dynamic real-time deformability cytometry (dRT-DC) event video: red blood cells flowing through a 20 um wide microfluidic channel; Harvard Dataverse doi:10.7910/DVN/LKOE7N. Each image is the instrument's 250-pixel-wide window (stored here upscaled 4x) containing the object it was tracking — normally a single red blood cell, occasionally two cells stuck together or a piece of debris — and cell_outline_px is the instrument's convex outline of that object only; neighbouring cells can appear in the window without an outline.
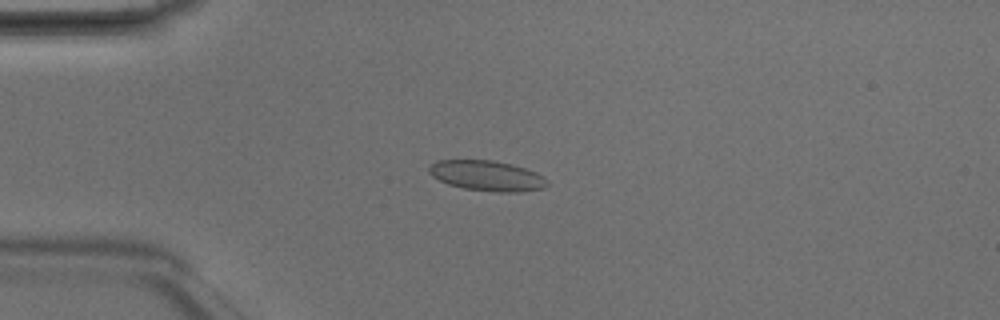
{"species": "Egyptian fruit bat (a non-hibernating species)", "species_latin": "Rousettus aegyptiacus", "temperature_condition": "room temperature", "stored_images_in_passage": 48, "camera_frame_rate_fps": 3000, "um_per_image_px": 0.085, "animal": {"sex": "male"}, "frame": {"image": 1, "passage_image": 12, "time_ms": 3.667, "image_size_px": [1000, 320], "cell_outline_px": [[548, 184], [544, 188], [520, 192], [496, 192], [464, 188], [448, 184], [432, 176], [428, 172], [428, 168], [436, 160], [492, 160], [524, 168], [536, 172], [544, 176], [548, 180]], "centroid_in_image_um": [41.4, 14.94], "position_along_channel_um": 43.6, "area_um2": 20.81}}
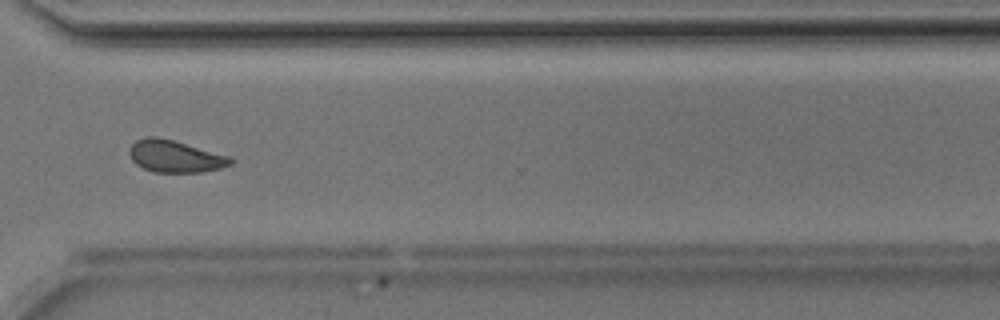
{"frame": {"image": 2, "passage_image": 36, "time_ms": 11.667, "image_size_px": [1000, 320], "cell_outline_px": [[236, 160], [232, 164], [220, 168], [204, 172], [152, 172], [136, 164], [132, 160], [128, 152], [128, 148], [136, 140], [148, 136], [156, 136], [172, 140], [228, 156]], "centroid_in_image_um": [14.86, 13.29], "position_along_channel_um": 355.7, "area_um2": 18.84}}
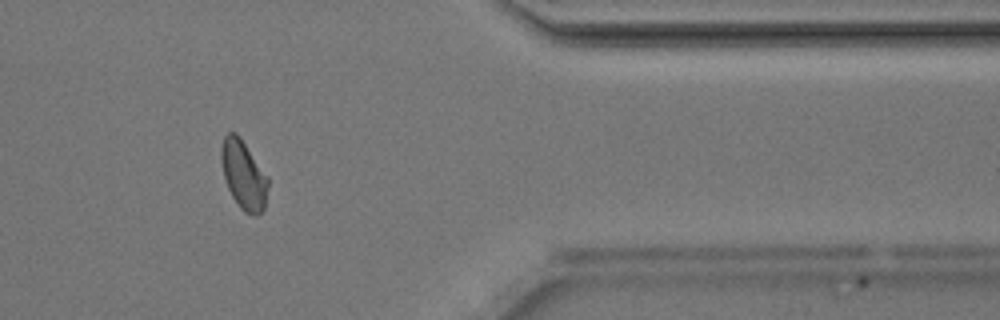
{"frame": {"image": 3, "passage_image": 40, "time_ms": 13.0, "image_size_px": [1000, 320], "cell_outline_px": [[268, 184], [264, 208], [260, 212], [252, 216], [244, 212], [240, 208], [232, 196], [228, 188], [224, 176], [220, 160], [220, 148], [224, 136], [228, 132], [236, 132], [240, 136], [268, 176]], "centroid_in_image_um": [20.69, 14.83], "position_along_channel_um": 390.7, "area_um2": 18.84}, "authors_computed_cell_mechanics": {"area_um2": 19.363, "velocity_mm_per_s": 4.1889, "shape_relaxation_time_tau1_ms": 4.9948, "shape_relaxation_time_tau2_ms": 1.1371, "deformation_change_tau1": 0.0878, "deformation_change_tau2": 0.0579}}